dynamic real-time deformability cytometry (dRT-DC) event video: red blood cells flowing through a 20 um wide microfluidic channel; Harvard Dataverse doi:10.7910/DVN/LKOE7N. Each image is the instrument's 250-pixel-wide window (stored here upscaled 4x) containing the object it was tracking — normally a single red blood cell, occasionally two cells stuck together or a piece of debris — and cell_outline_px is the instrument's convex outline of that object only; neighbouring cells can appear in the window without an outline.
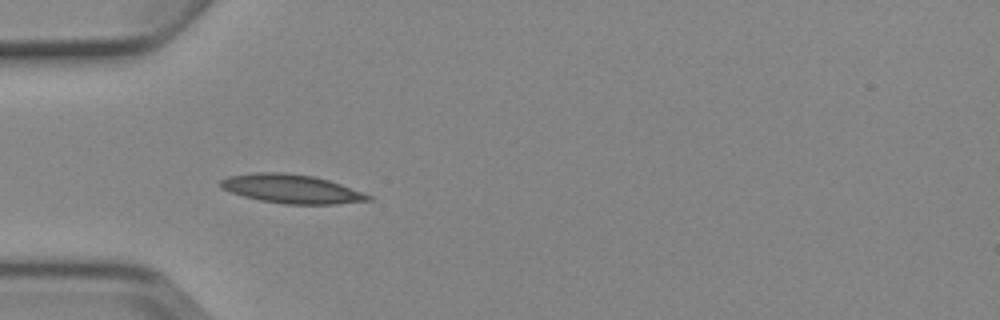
{"species": "Egyptian fruit bat (a non-hibernating species)", "species_latin": "Rousettus aegyptiacus", "temperature_condition": "cold", "stored_images_in_passage": 7, "camera_frame_rate_fps": 3000, "um_per_image_px": 0.085, "animal": {"sex": "female"}, "frame": {"image": 1, "passage_image": 5, "time_ms": 4.667, "image_size_px": [1000, 320], "cell_outline_px": [[372, 200], [336, 204], [284, 204], [260, 200], [244, 196], [220, 188], [220, 180], [228, 176], [256, 172], [284, 172], [312, 176], [328, 180], [340, 184], [372, 196]], "centroid_in_image_um": [24.75, 16.05], "position_along_channel_um": 60.2, "area_um2": 24.62}}
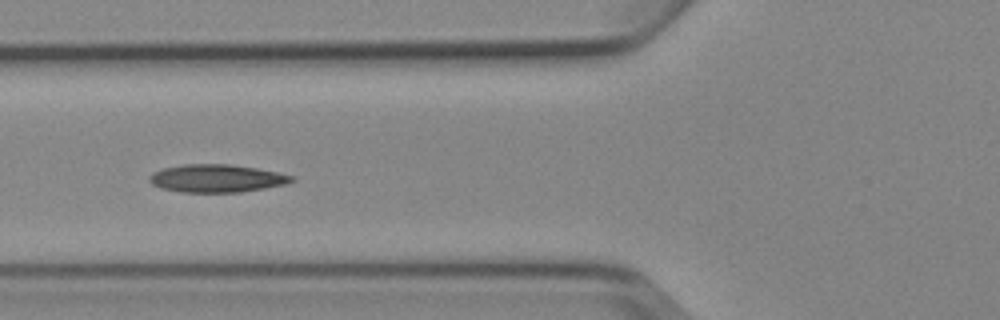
{"frame": {"image": 2, "passage_image": 6, "time_ms": 6.0, "image_size_px": [1000, 320], "cell_outline_px": [[296, 180], [284, 184], [264, 188], [240, 192], [180, 192], [160, 188], [152, 184], [148, 180], [148, 176], [152, 172], [164, 168], [184, 164], [232, 164], [256, 168], [296, 176]], "centroid_in_image_um": [18.4, 15.16], "position_along_channel_um": 107.4, "area_um2": 23.18}}
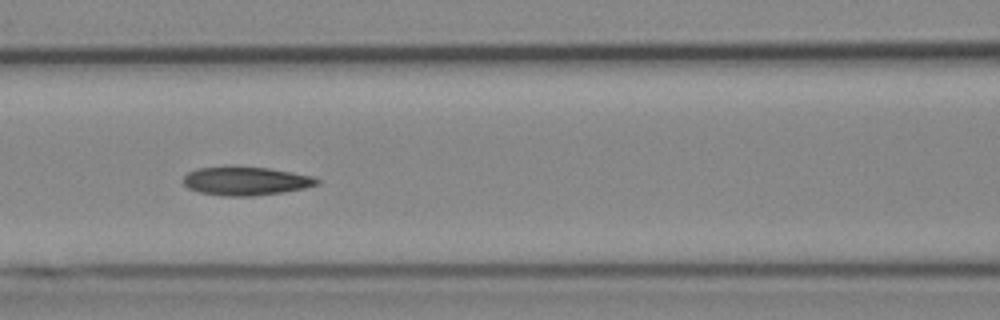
{"frame": {"image": 3, "passage_image": 7, "time_ms": 7.0, "image_size_px": [1000, 320], "cell_outline_px": [[320, 184], [304, 188], [280, 192], [252, 196], [224, 196], [200, 192], [188, 188], [180, 180], [188, 172], [196, 168], [268, 168], [292, 172], [312, 176], [320, 180]], "centroid_in_image_um": [20.88, 15.4], "position_along_channel_um": 145.7, "area_um2": 21.79}}